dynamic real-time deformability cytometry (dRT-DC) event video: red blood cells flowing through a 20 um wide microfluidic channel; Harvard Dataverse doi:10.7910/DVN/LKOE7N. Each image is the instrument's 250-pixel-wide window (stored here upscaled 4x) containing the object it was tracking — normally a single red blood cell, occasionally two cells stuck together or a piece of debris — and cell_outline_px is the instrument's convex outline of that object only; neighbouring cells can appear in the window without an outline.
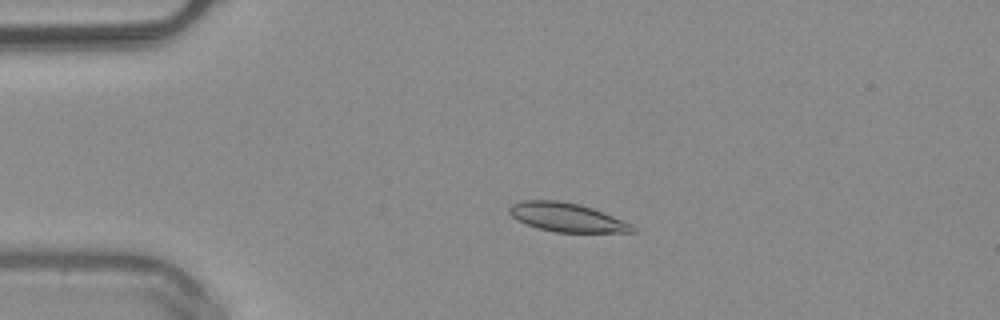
{"species": "common noctule bat (a hibernating species)", "species_latin": "Nyctalus noctula", "temperature_condition": "warm", "stored_images_in_passage": 35, "camera_frame_rate_fps": 3000, "um_per_image_px": 0.085, "animal": {"sex": "male", "body_mass_g": 20.4}, "frame": {"image": 1, "passage_image": 6, "time_ms": 1.667, "image_size_px": [1000, 320], "cell_outline_px": [[636, 232], [556, 232], [540, 228], [516, 220], [508, 212], [508, 208], [512, 204], [520, 200], [556, 200], [580, 204], [604, 212], [632, 224], [636, 228]], "centroid_in_image_um": [48.18, 18.46], "position_along_channel_um": 36.8, "area_um2": 20.63}}
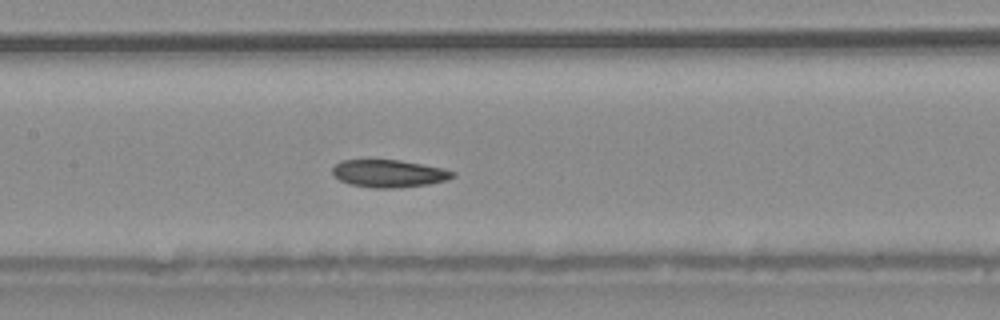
{"frame": {"image": 2, "passage_image": 19, "time_ms": 6.0, "image_size_px": [1000, 320], "cell_outline_px": [[456, 176], [448, 180], [428, 184], [396, 188], [372, 188], [352, 184], [340, 180], [332, 172], [332, 168], [340, 160], [400, 160], [444, 168], [456, 172]], "centroid_in_image_um": [33.1, 14.74], "position_along_channel_um": 174.3, "area_um2": 19.31}}
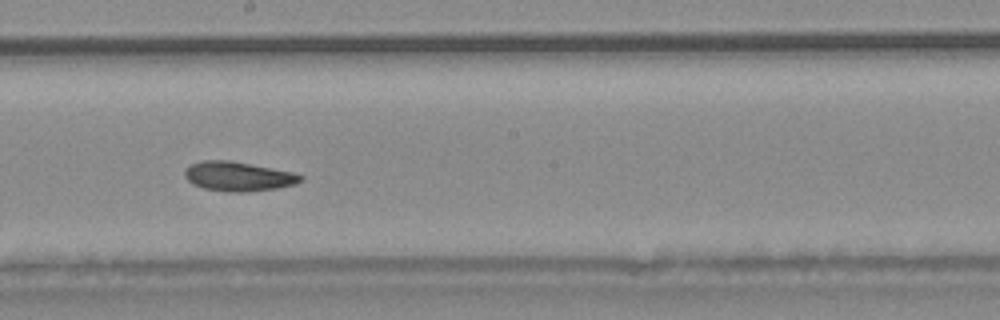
{"frame": {"image": 3, "passage_image": 23, "time_ms": 7.333, "image_size_px": [1000, 320], "cell_outline_px": [[304, 180], [296, 184], [276, 188], [248, 192], [228, 192], [204, 188], [192, 184], [184, 176], [184, 168], [192, 164], [204, 160], [232, 160], [292, 172], [304, 176]], "centroid_in_image_um": [20.25, 14.99], "position_along_channel_um": 228.0, "area_um2": 20.0}, "authors_computed_cell_mechanics": {"area_um2": 19.7098, "velocity_mm_per_s": 4.0169, "shape_relaxation_time_tau1_ms": 5.6304, "shape_relaxation_time_tau2_ms": null, "deformation_change_tau1": 0.1248, "deformation_change_tau2": null}}